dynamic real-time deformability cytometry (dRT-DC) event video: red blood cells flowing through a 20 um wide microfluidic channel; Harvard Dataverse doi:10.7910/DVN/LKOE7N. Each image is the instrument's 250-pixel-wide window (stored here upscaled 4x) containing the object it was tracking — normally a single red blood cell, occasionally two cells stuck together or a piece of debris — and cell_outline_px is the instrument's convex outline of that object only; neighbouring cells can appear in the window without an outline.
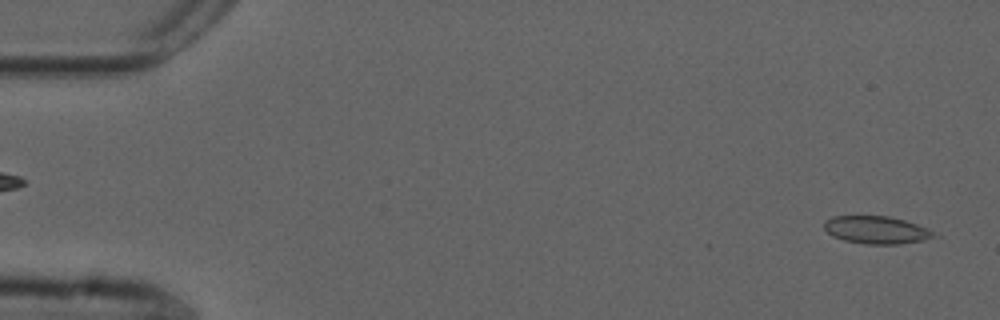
{"species": "common noctule bat (a hibernating species)", "species_latin": "Nyctalus noctula", "temperature_condition": "cold", "stored_images_in_passage": 55, "camera_frame_rate_fps": 3000, "um_per_image_px": 0.085, "animal": {"sex": "male", "forearm_length_mm": 52.5}, "frame": {"image": 1, "passage_image": 2, "time_ms": 0.333, "image_size_px": [1000, 320], "cell_outline_px": [[932, 236], [924, 240], [900, 244], [864, 244], [844, 240], [832, 236], [824, 228], [824, 220], [832, 216], [888, 216], [904, 220], [928, 228], [932, 232]], "centroid_in_image_um": [74.43, 19.54], "position_along_channel_um": 10.6, "area_um2": 17.51}}
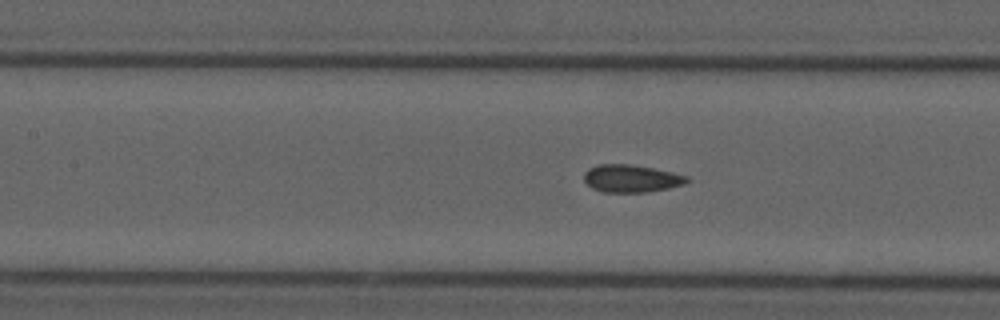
{"frame": {"image": 2, "passage_image": 24, "time_ms": 7.667, "image_size_px": [1000, 320], "cell_outline_px": [[692, 180], [684, 184], [668, 188], [648, 192], [604, 192], [592, 188], [584, 180], [584, 172], [588, 168], [596, 164], [628, 164], [652, 168], [672, 172], [688, 176]], "centroid_in_image_um": [53.66, 15.17], "position_along_channel_um": 153.7, "area_um2": 16.59}}
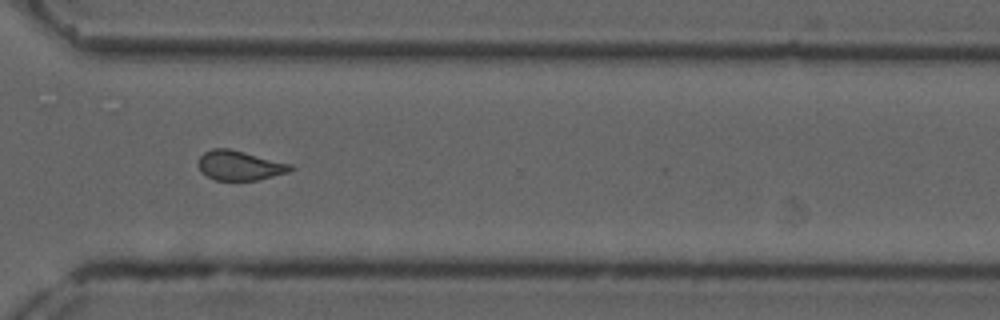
{"frame": {"image": 3, "passage_image": 40, "time_ms": 13.0, "image_size_px": [1000, 320], "cell_outline_px": [[296, 168], [288, 172], [256, 180], [216, 180], [200, 172], [200, 156], [204, 152], [212, 148], [228, 148], [292, 164]], "centroid_in_image_um": [20.39, 14.06], "position_along_channel_um": 350.2, "area_um2": 15.72}, "authors_computed_cell_mechanics": {"area_um2": 16.473, "velocity_mm_per_s": 3.6964, "shape_relaxation_time_tau1_ms": null, "shape_relaxation_time_tau2_ms": 1.9083, "deformation_change_tau1": null, "deformation_change_tau2": 0.0847}}